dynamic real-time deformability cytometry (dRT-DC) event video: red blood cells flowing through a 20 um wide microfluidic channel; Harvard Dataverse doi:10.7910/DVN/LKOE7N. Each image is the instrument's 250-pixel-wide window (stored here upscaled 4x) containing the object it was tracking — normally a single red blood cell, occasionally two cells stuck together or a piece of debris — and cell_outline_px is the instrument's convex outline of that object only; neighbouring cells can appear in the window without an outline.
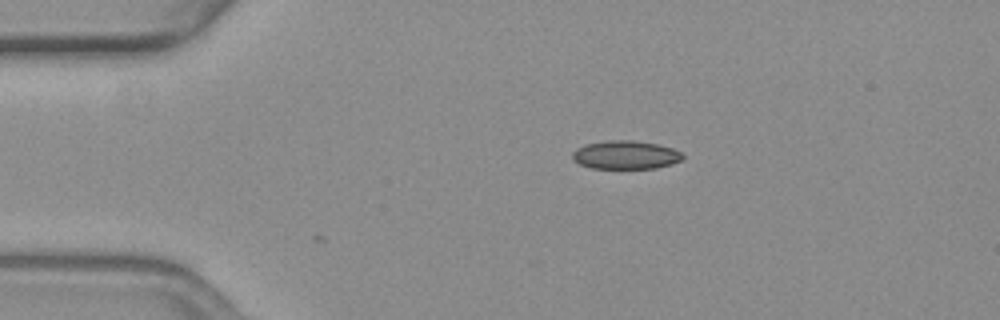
{"species": "common noctule bat (a hibernating species)", "species_latin": "Nyctalus noctula", "temperature_condition": "warm", "stored_images_in_passage": 2, "camera_frame_rate_fps": 3000, "um_per_image_px": 0.085, "animal": {"sex": "female", "body_mass_g": 19.3, "forearm_length_mm": 54.1}, "frame": {"image": 1, "passage_image": 1, "time_ms": 0.0, "image_size_px": [1000, 320], "cell_outline_px": [[684, 156], [680, 160], [672, 164], [656, 168], [592, 168], [580, 164], [572, 160], [572, 152], [576, 148], [584, 144], [608, 140], [632, 140], [660, 144], [672, 148], [680, 152]], "centroid_in_image_um": [53.15, 13.16], "position_along_channel_um": 31.8, "area_um2": 18.38}}